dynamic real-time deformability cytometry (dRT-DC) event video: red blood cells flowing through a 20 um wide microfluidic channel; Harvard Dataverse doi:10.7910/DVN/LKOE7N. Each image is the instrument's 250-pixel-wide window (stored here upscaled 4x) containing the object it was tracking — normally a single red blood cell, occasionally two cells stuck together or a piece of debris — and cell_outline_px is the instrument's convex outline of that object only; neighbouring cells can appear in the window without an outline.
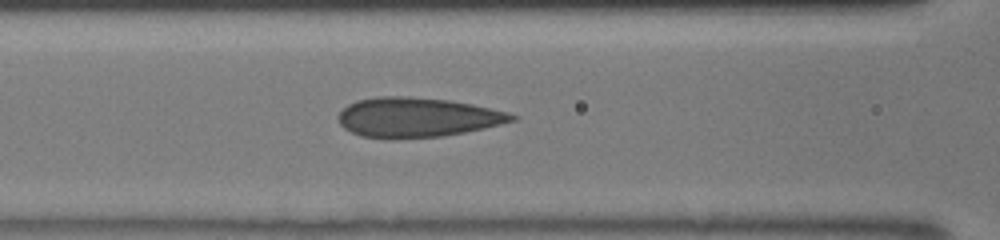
{"species": "human", "species_latin": "Homo sapiens", "temperature_condition": "room temperature", "stored_images_in_passage": 13, "camera_frame_rate_fps": 3000, "um_per_image_px": 0.085, "donor": {"sex": "male"}, "frame": {"image": 1, "passage_image": 13, "time_ms": 4.0, "image_size_px": [1000, 240], "cell_outline_px": [[520, 116], [516, 120], [484, 128], [444, 136], [360, 136], [344, 128], [340, 124], [336, 116], [348, 104], [356, 100], [376, 96], [408, 96], [448, 100], [472, 104], [508, 112]], "centroid_in_image_um": [35.47, 9.93], "position_along_channel_um": 131.1, "area_um2": 39.36}}